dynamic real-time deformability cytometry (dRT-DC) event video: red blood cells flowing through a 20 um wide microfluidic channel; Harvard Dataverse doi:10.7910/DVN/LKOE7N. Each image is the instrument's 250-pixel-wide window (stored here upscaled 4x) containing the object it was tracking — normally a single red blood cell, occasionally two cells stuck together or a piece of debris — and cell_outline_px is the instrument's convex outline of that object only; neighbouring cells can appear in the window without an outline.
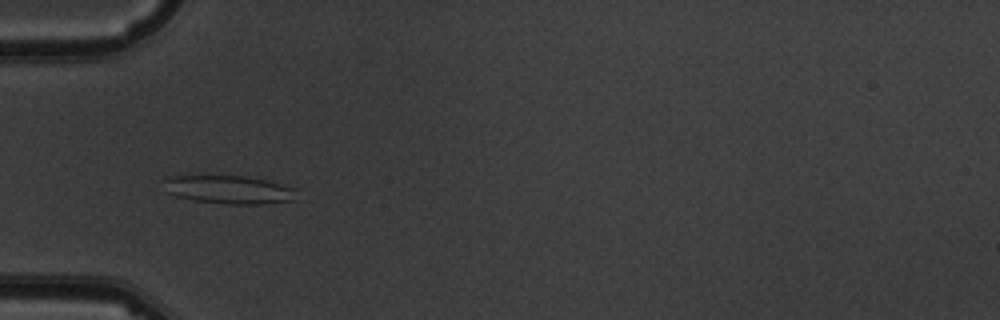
{"species": "common noctule bat (a hibernating species)", "species_latin": "Nyctalus noctula", "temperature_condition": "warm", "stored_images_in_passage": 6, "camera_frame_rate_fps": 3000, "um_per_image_px": 0.085, "animal": {"sex": "male", "body_mass_g": 19.5, "forearm_length_mm": 54.6}, "frame": {"image": 1, "passage_image": 5, "time_ms": 4.667, "image_size_px": [1000, 320], "cell_outline_px": [[296, 200], [260, 204], [228, 204], [196, 200], [176, 196], [164, 192], [164, 176], [244, 176], [264, 180], [292, 188]], "centroid_in_image_um": [19.36, 16.12], "position_along_channel_um": 65.6, "area_um2": 21.56}}